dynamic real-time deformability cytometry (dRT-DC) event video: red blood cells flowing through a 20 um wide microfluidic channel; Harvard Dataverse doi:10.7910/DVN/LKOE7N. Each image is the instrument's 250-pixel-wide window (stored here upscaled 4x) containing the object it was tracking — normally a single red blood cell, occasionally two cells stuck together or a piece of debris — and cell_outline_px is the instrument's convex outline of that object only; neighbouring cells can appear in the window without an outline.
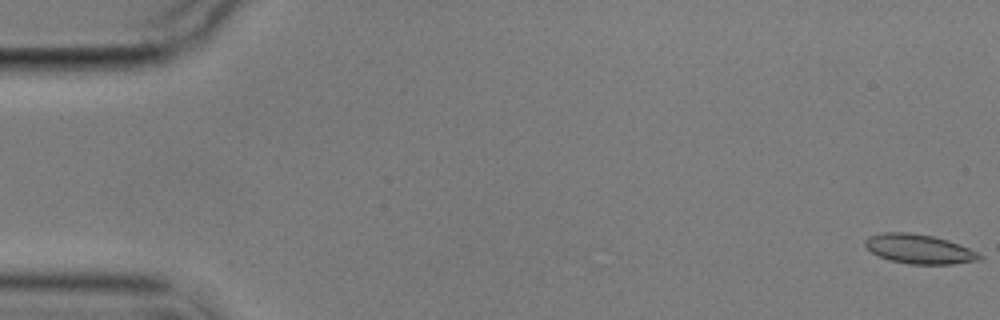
{"species": "common noctule bat (a hibernating species)", "species_latin": "Nyctalus noctula", "temperature_condition": "cold", "stored_images_in_passage": 6, "camera_frame_rate_fps": 3000, "um_per_image_px": 0.085, "animal": {"sex": "male", "body_mass_g": 17.9}, "frame": {"image": 1, "passage_image": 1, "time_ms": 0.0, "image_size_px": [1000, 320], "cell_outline_px": [[984, 256], [980, 260], [952, 264], [908, 264], [888, 260], [872, 252], [864, 244], [864, 240], [868, 236], [884, 232], [908, 232], [932, 236], [948, 240], [968, 248]], "centroid_in_image_um": [78.11, 21.17], "position_along_channel_um": 6.9, "area_um2": 19.54}}
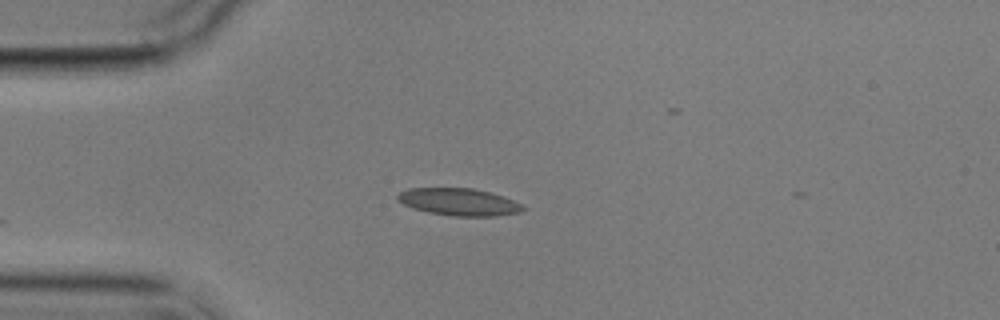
{"frame": {"image": 2, "passage_image": 5, "time_ms": 4.667, "image_size_px": [1000, 320], "cell_outline_px": [[528, 208], [520, 212], [496, 216], [452, 216], [428, 212], [412, 208], [396, 200], [396, 196], [400, 192], [408, 188], [472, 188], [504, 196]], "centroid_in_image_um": [38.99, 17.17], "position_along_channel_um": 46.0, "area_um2": 19.94}}
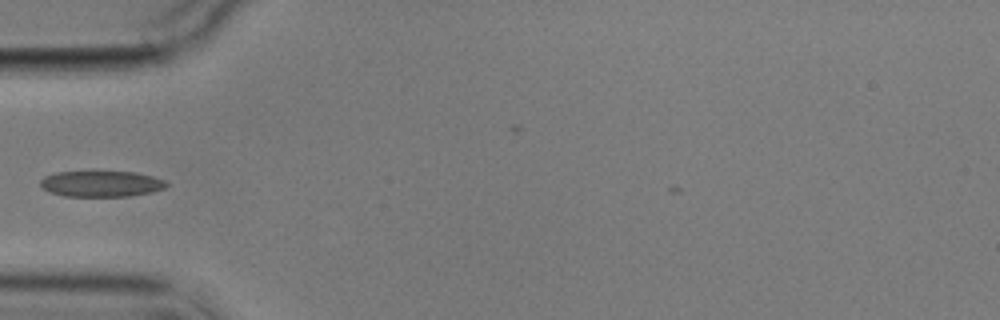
{"frame": {"image": 3, "passage_image": 6, "time_ms": 6.0, "image_size_px": [1000, 320], "cell_outline_px": [[168, 184], [164, 188], [152, 192], [128, 196], [64, 196], [48, 192], [40, 184], [40, 180], [44, 176], [56, 172], [92, 168], [136, 172], [152, 176], [164, 180]], "centroid_in_image_um": [8.56, 15.56], "position_along_channel_um": 76.4, "area_um2": 20.11}}